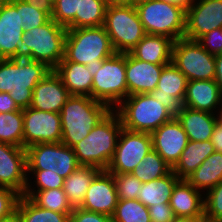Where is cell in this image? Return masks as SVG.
<instances>
[{"instance_id": "obj_1", "label": "cell", "mask_w": 222, "mask_h": 222, "mask_svg": "<svg viewBox=\"0 0 222 222\" xmlns=\"http://www.w3.org/2000/svg\"><path fill=\"white\" fill-rule=\"evenodd\" d=\"M122 128L118 113L111 110L87 137L72 147L78 163L106 170L113 158Z\"/></svg>"}, {"instance_id": "obj_2", "label": "cell", "mask_w": 222, "mask_h": 222, "mask_svg": "<svg viewBox=\"0 0 222 222\" xmlns=\"http://www.w3.org/2000/svg\"><path fill=\"white\" fill-rule=\"evenodd\" d=\"M51 70L40 61L0 59V92L9 93L20 109H26L31 105L33 89Z\"/></svg>"}, {"instance_id": "obj_3", "label": "cell", "mask_w": 222, "mask_h": 222, "mask_svg": "<svg viewBox=\"0 0 222 222\" xmlns=\"http://www.w3.org/2000/svg\"><path fill=\"white\" fill-rule=\"evenodd\" d=\"M115 53L110 38L103 26L67 29L64 58L86 65L92 77L102 66V60Z\"/></svg>"}, {"instance_id": "obj_4", "label": "cell", "mask_w": 222, "mask_h": 222, "mask_svg": "<svg viewBox=\"0 0 222 222\" xmlns=\"http://www.w3.org/2000/svg\"><path fill=\"white\" fill-rule=\"evenodd\" d=\"M112 109L90 96L71 95L61 109L62 139L64 145L73 147L88 136Z\"/></svg>"}, {"instance_id": "obj_5", "label": "cell", "mask_w": 222, "mask_h": 222, "mask_svg": "<svg viewBox=\"0 0 222 222\" xmlns=\"http://www.w3.org/2000/svg\"><path fill=\"white\" fill-rule=\"evenodd\" d=\"M67 28L50 18L45 24L24 31L21 58L45 63L54 69L64 58Z\"/></svg>"}, {"instance_id": "obj_6", "label": "cell", "mask_w": 222, "mask_h": 222, "mask_svg": "<svg viewBox=\"0 0 222 222\" xmlns=\"http://www.w3.org/2000/svg\"><path fill=\"white\" fill-rule=\"evenodd\" d=\"M114 110L123 128L150 134L175 117L150 94L129 95Z\"/></svg>"}, {"instance_id": "obj_7", "label": "cell", "mask_w": 222, "mask_h": 222, "mask_svg": "<svg viewBox=\"0 0 222 222\" xmlns=\"http://www.w3.org/2000/svg\"><path fill=\"white\" fill-rule=\"evenodd\" d=\"M139 19L149 35H163L174 41L184 38L186 9L160 0L135 6Z\"/></svg>"}, {"instance_id": "obj_8", "label": "cell", "mask_w": 222, "mask_h": 222, "mask_svg": "<svg viewBox=\"0 0 222 222\" xmlns=\"http://www.w3.org/2000/svg\"><path fill=\"white\" fill-rule=\"evenodd\" d=\"M103 27L115 53H129L147 34L135 6H107Z\"/></svg>"}, {"instance_id": "obj_9", "label": "cell", "mask_w": 222, "mask_h": 222, "mask_svg": "<svg viewBox=\"0 0 222 222\" xmlns=\"http://www.w3.org/2000/svg\"><path fill=\"white\" fill-rule=\"evenodd\" d=\"M127 96L126 53H114L93 77L92 98L114 110Z\"/></svg>"}, {"instance_id": "obj_10", "label": "cell", "mask_w": 222, "mask_h": 222, "mask_svg": "<svg viewBox=\"0 0 222 222\" xmlns=\"http://www.w3.org/2000/svg\"><path fill=\"white\" fill-rule=\"evenodd\" d=\"M191 80H215V56L205 50L197 41L186 38L174 41L171 61Z\"/></svg>"}, {"instance_id": "obj_11", "label": "cell", "mask_w": 222, "mask_h": 222, "mask_svg": "<svg viewBox=\"0 0 222 222\" xmlns=\"http://www.w3.org/2000/svg\"><path fill=\"white\" fill-rule=\"evenodd\" d=\"M26 156L27 170H47L64 179L80 166L73 149L62 142L30 145Z\"/></svg>"}, {"instance_id": "obj_12", "label": "cell", "mask_w": 222, "mask_h": 222, "mask_svg": "<svg viewBox=\"0 0 222 222\" xmlns=\"http://www.w3.org/2000/svg\"><path fill=\"white\" fill-rule=\"evenodd\" d=\"M152 149L150 133L122 128L113 158L106 171L111 174L132 173Z\"/></svg>"}, {"instance_id": "obj_13", "label": "cell", "mask_w": 222, "mask_h": 222, "mask_svg": "<svg viewBox=\"0 0 222 222\" xmlns=\"http://www.w3.org/2000/svg\"><path fill=\"white\" fill-rule=\"evenodd\" d=\"M23 148L39 143H57L62 139L60 114L35 108L23 109Z\"/></svg>"}, {"instance_id": "obj_14", "label": "cell", "mask_w": 222, "mask_h": 222, "mask_svg": "<svg viewBox=\"0 0 222 222\" xmlns=\"http://www.w3.org/2000/svg\"><path fill=\"white\" fill-rule=\"evenodd\" d=\"M24 25L20 18V0L0 2V59L21 58Z\"/></svg>"}, {"instance_id": "obj_15", "label": "cell", "mask_w": 222, "mask_h": 222, "mask_svg": "<svg viewBox=\"0 0 222 222\" xmlns=\"http://www.w3.org/2000/svg\"><path fill=\"white\" fill-rule=\"evenodd\" d=\"M218 28H222V0H193L186 9L184 38L197 41Z\"/></svg>"}, {"instance_id": "obj_16", "label": "cell", "mask_w": 222, "mask_h": 222, "mask_svg": "<svg viewBox=\"0 0 222 222\" xmlns=\"http://www.w3.org/2000/svg\"><path fill=\"white\" fill-rule=\"evenodd\" d=\"M27 178L26 148L0 142V186L22 196Z\"/></svg>"}, {"instance_id": "obj_17", "label": "cell", "mask_w": 222, "mask_h": 222, "mask_svg": "<svg viewBox=\"0 0 222 222\" xmlns=\"http://www.w3.org/2000/svg\"><path fill=\"white\" fill-rule=\"evenodd\" d=\"M187 82L186 76L171 62L163 67L157 88L149 94L176 116L185 107Z\"/></svg>"}, {"instance_id": "obj_18", "label": "cell", "mask_w": 222, "mask_h": 222, "mask_svg": "<svg viewBox=\"0 0 222 222\" xmlns=\"http://www.w3.org/2000/svg\"><path fill=\"white\" fill-rule=\"evenodd\" d=\"M153 149L173 168L188 144V136L174 117L151 133Z\"/></svg>"}, {"instance_id": "obj_19", "label": "cell", "mask_w": 222, "mask_h": 222, "mask_svg": "<svg viewBox=\"0 0 222 222\" xmlns=\"http://www.w3.org/2000/svg\"><path fill=\"white\" fill-rule=\"evenodd\" d=\"M117 202L118 196L113 174L102 170L89 185L79 207L112 217Z\"/></svg>"}, {"instance_id": "obj_20", "label": "cell", "mask_w": 222, "mask_h": 222, "mask_svg": "<svg viewBox=\"0 0 222 222\" xmlns=\"http://www.w3.org/2000/svg\"><path fill=\"white\" fill-rule=\"evenodd\" d=\"M70 96L61 78L51 70L33 89L30 107L45 112L60 113Z\"/></svg>"}, {"instance_id": "obj_21", "label": "cell", "mask_w": 222, "mask_h": 222, "mask_svg": "<svg viewBox=\"0 0 222 222\" xmlns=\"http://www.w3.org/2000/svg\"><path fill=\"white\" fill-rule=\"evenodd\" d=\"M164 66L138 60L130 53H126L128 96L133 94H149L154 91L157 88Z\"/></svg>"}, {"instance_id": "obj_22", "label": "cell", "mask_w": 222, "mask_h": 222, "mask_svg": "<svg viewBox=\"0 0 222 222\" xmlns=\"http://www.w3.org/2000/svg\"><path fill=\"white\" fill-rule=\"evenodd\" d=\"M184 106L195 110L218 114L222 107V93L215 80L188 81Z\"/></svg>"}, {"instance_id": "obj_23", "label": "cell", "mask_w": 222, "mask_h": 222, "mask_svg": "<svg viewBox=\"0 0 222 222\" xmlns=\"http://www.w3.org/2000/svg\"><path fill=\"white\" fill-rule=\"evenodd\" d=\"M169 204L176 217L204 216V194L186 179L175 184Z\"/></svg>"}, {"instance_id": "obj_24", "label": "cell", "mask_w": 222, "mask_h": 222, "mask_svg": "<svg viewBox=\"0 0 222 222\" xmlns=\"http://www.w3.org/2000/svg\"><path fill=\"white\" fill-rule=\"evenodd\" d=\"M174 40L163 35L146 34L129 52L134 58L156 65H168L172 61Z\"/></svg>"}, {"instance_id": "obj_25", "label": "cell", "mask_w": 222, "mask_h": 222, "mask_svg": "<svg viewBox=\"0 0 222 222\" xmlns=\"http://www.w3.org/2000/svg\"><path fill=\"white\" fill-rule=\"evenodd\" d=\"M190 141H207L211 139L218 114L184 107L176 116Z\"/></svg>"}, {"instance_id": "obj_26", "label": "cell", "mask_w": 222, "mask_h": 222, "mask_svg": "<svg viewBox=\"0 0 222 222\" xmlns=\"http://www.w3.org/2000/svg\"><path fill=\"white\" fill-rule=\"evenodd\" d=\"M53 70L61 78L70 95L92 98L93 77L86 65L61 61Z\"/></svg>"}, {"instance_id": "obj_27", "label": "cell", "mask_w": 222, "mask_h": 222, "mask_svg": "<svg viewBox=\"0 0 222 222\" xmlns=\"http://www.w3.org/2000/svg\"><path fill=\"white\" fill-rule=\"evenodd\" d=\"M214 152L215 149L211 140L203 142L189 140L172 171L179 179H186Z\"/></svg>"}, {"instance_id": "obj_28", "label": "cell", "mask_w": 222, "mask_h": 222, "mask_svg": "<svg viewBox=\"0 0 222 222\" xmlns=\"http://www.w3.org/2000/svg\"><path fill=\"white\" fill-rule=\"evenodd\" d=\"M101 171L94 166L80 165L64 179L63 191L73 208L82 204L89 185Z\"/></svg>"}, {"instance_id": "obj_29", "label": "cell", "mask_w": 222, "mask_h": 222, "mask_svg": "<svg viewBox=\"0 0 222 222\" xmlns=\"http://www.w3.org/2000/svg\"><path fill=\"white\" fill-rule=\"evenodd\" d=\"M186 180L205 194L222 181V153L214 152Z\"/></svg>"}, {"instance_id": "obj_30", "label": "cell", "mask_w": 222, "mask_h": 222, "mask_svg": "<svg viewBox=\"0 0 222 222\" xmlns=\"http://www.w3.org/2000/svg\"><path fill=\"white\" fill-rule=\"evenodd\" d=\"M179 180L178 176L171 170L159 179L142 183L137 199L147 208L161 205V203H169L174 186Z\"/></svg>"}, {"instance_id": "obj_31", "label": "cell", "mask_w": 222, "mask_h": 222, "mask_svg": "<svg viewBox=\"0 0 222 222\" xmlns=\"http://www.w3.org/2000/svg\"><path fill=\"white\" fill-rule=\"evenodd\" d=\"M23 196L29 197L41 208L70 215L73 207L68 202L63 188L48 190H25Z\"/></svg>"}, {"instance_id": "obj_32", "label": "cell", "mask_w": 222, "mask_h": 222, "mask_svg": "<svg viewBox=\"0 0 222 222\" xmlns=\"http://www.w3.org/2000/svg\"><path fill=\"white\" fill-rule=\"evenodd\" d=\"M16 211L22 222H68L70 216L41 208L23 195L18 201Z\"/></svg>"}, {"instance_id": "obj_33", "label": "cell", "mask_w": 222, "mask_h": 222, "mask_svg": "<svg viewBox=\"0 0 222 222\" xmlns=\"http://www.w3.org/2000/svg\"><path fill=\"white\" fill-rule=\"evenodd\" d=\"M23 109L0 113V142L23 148Z\"/></svg>"}, {"instance_id": "obj_34", "label": "cell", "mask_w": 222, "mask_h": 222, "mask_svg": "<svg viewBox=\"0 0 222 222\" xmlns=\"http://www.w3.org/2000/svg\"><path fill=\"white\" fill-rule=\"evenodd\" d=\"M172 168L163 160V158L152 149L146 154L143 161L139 163L132 171V175L138 178L142 183H147L167 175Z\"/></svg>"}, {"instance_id": "obj_35", "label": "cell", "mask_w": 222, "mask_h": 222, "mask_svg": "<svg viewBox=\"0 0 222 222\" xmlns=\"http://www.w3.org/2000/svg\"><path fill=\"white\" fill-rule=\"evenodd\" d=\"M106 9L103 0H80L79 14H75V29L103 26Z\"/></svg>"}, {"instance_id": "obj_36", "label": "cell", "mask_w": 222, "mask_h": 222, "mask_svg": "<svg viewBox=\"0 0 222 222\" xmlns=\"http://www.w3.org/2000/svg\"><path fill=\"white\" fill-rule=\"evenodd\" d=\"M20 18L24 31H29L51 18L50 6L39 0H20Z\"/></svg>"}, {"instance_id": "obj_37", "label": "cell", "mask_w": 222, "mask_h": 222, "mask_svg": "<svg viewBox=\"0 0 222 222\" xmlns=\"http://www.w3.org/2000/svg\"><path fill=\"white\" fill-rule=\"evenodd\" d=\"M113 222H151L148 208L136 200L118 199Z\"/></svg>"}, {"instance_id": "obj_38", "label": "cell", "mask_w": 222, "mask_h": 222, "mask_svg": "<svg viewBox=\"0 0 222 222\" xmlns=\"http://www.w3.org/2000/svg\"><path fill=\"white\" fill-rule=\"evenodd\" d=\"M80 0H56L50 6L51 18L67 29H75V14H79Z\"/></svg>"}, {"instance_id": "obj_39", "label": "cell", "mask_w": 222, "mask_h": 222, "mask_svg": "<svg viewBox=\"0 0 222 222\" xmlns=\"http://www.w3.org/2000/svg\"><path fill=\"white\" fill-rule=\"evenodd\" d=\"M27 176L28 178L25 190L63 188L64 178L55 172H47V170H27Z\"/></svg>"}, {"instance_id": "obj_40", "label": "cell", "mask_w": 222, "mask_h": 222, "mask_svg": "<svg viewBox=\"0 0 222 222\" xmlns=\"http://www.w3.org/2000/svg\"><path fill=\"white\" fill-rule=\"evenodd\" d=\"M204 216L209 222H222V181L204 194Z\"/></svg>"}, {"instance_id": "obj_41", "label": "cell", "mask_w": 222, "mask_h": 222, "mask_svg": "<svg viewBox=\"0 0 222 222\" xmlns=\"http://www.w3.org/2000/svg\"><path fill=\"white\" fill-rule=\"evenodd\" d=\"M118 199L136 200L142 182L131 173L113 174Z\"/></svg>"}, {"instance_id": "obj_42", "label": "cell", "mask_w": 222, "mask_h": 222, "mask_svg": "<svg viewBox=\"0 0 222 222\" xmlns=\"http://www.w3.org/2000/svg\"><path fill=\"white\" fill-rule=\"evenodd\" d=\"M21 195L12 189L0 186V219L12 215Z\"/></svg>"}, {"instance_id": "obj_43", "label": "cell", "mask_w": 222, "mask_h": 222, "mask_svg": "<svg viewBox=\"0 0 222 222\" xmlns=\"http://www.w3.org/2000/svg\"><path fill=\"white\" fill-rule=\"evenodd\" d=\"M197 42L214 56L222 54V28L211 30L201 36Z\"/></svg>"}, {"instance_id": "obj_44", "label": "cell", "mask_w": 222, "mask_h": 222, "mask_svg": "<svg viewBox=\"0 0 222 222\" xmlns=\"http://www.w3.org/2000/svg\"><path fill=\"white\" fill-rule=\"evenodd\" d=\"M68 222H113L111 216L74 207Z\"/></svg>"}, {"instance_id": "obj_45", "label": "cell", "mask_w": 222, "mask_h": 222, "mask_svg": "<svg viewBox=\"0 0 222 222\" xmlns=\"http://www.w3.org/2000/svg\"><path fill=\"white\" fill-rule=\"evenodd\" d=\"M151 222H172L176 217L169 203L148 208Z\"/></svg>"}, {"instance_id": "obj_46", "label": "cell", "mask_w": 222, "mask_h": 222, "mask_svg": "<svg viewBox=\"0 0 222 222\" xmlns=\"http://www.w3.org/2000/svg\"><path fill=\"white\" fill-rule=\"evenodd\" d=\"M20 108L13 101L9 93L0 92V113L18 111Z\"/></svg>"}, {"instance_id": "obj_47", "label": "cell", "mask_w": 222, "mask_h": 222, "mask_svg": "<svg viewBox=\"0 0 222 222\" xmlns=\"http://www.w3.org/2000/svg\"><path fill=\"white\" fill-rule=\"evenodd\" d=\"M210 140L214 146L215 151L222 153V123L219 120L214 127Z\"/></svg>"}, {"instance_id": "obj_48", "label": "cell", "mask_w": 222, "mask_h": 222, "mask_svg": "<svg viewBox=\"0 0 222 222\" xmlns=\"http://www.w3.org/2000/svg\"><path fill=\"white\" fill-rule=\"evenodd\" d=\"M215 64H216L215 82L219 86V89L222 93V54L215 56Z\"/></svg>"}, {"instance_id": "obj_49", "label": "cell", "mask_w": 222, "mask_h": 222, "mask_svg": "<svg viewBox=\"0 0 222 222\" xmlns=\"http://www.w3.org/2000/svg\"><path fill=\"white\" fill-rule=\"evenodd\" d=\"M205 216H196V217H175L172 222H207Z\"/></svg>"}, {"instance_id": "obj_50", "label": "cell", "mask_w": 222, "mask_h": 222, "mask_svg": "<svg viewBox=\"0 0 222 222\" xmlns=\"http://www.w3.org/2000/svg\"><path fill=\"white\" fill-rule=\"evenodd\" d=\"M160 1L170 2L176 5H180L185 9H187L189 5L193 2V0H160Z\"/></svg>"}, {"instance_id": "obj_51", "label": "cell", "mask_w": 222, "mask_h": 222, "mask_svg": "<svg viewBox=\"0 0 222 222\" xmlns=\"http://www.w3.org/2000/svg\"><path fill=\"white\" fill-rule=\"evenodd\" d=\"M0 222H22V221L18 212L15 211L12 215L0 219Z\"/></svg>"}, {"instance_id": "obj_52", "label": "cell", "mask_w": 222, "mask_h": 222, "mask_svg": "<svg viewBox=\"0 0 222 222\" xmlns=\"http://www.w3.org/2000/svg\"><path fill=\"white\" fill-rule=\"evenodd\" d=\"M103 1L107 6L127 4V0H103Z\"/></svg>"}, {"instance_id": "obj_53", "label": "cell", "mask_w": 222, "mask_h": 222, "mask_svg": "<svg viewBox=\"0 0 222 222\" xmlns=\"http://www.w3.org/2000/svg\"><path fill=\"white\" fill-rule=\"evenodd\" d=\"M147 1H150V0H127V4L132 5V6H137L138 4L147 2Z\"/></svg>"}, {"instance_id": "obj_54", "label": "cell", "mask_w": 222, "mask_h": 222, "mask_svg": "<svg viewBox=\"0 0 222 222\" xmlns=\"http://www.w3.org/2000/svg\"><path fill=\"white\" fill-rule=\"evenodd\" d=\"M40 2H43L46 5L51 6L56 0H39Z\"/></svg>"}, {"instance_id": "obj_55", "label": "cell", "mask_w": 222, "mask_h": 222, "mask_svg": "<svg viewBox=\"0 0 222 222\" xmlns=\"http://www.w3.org/2000/svg\"><path fill=\"white\" fill-rule=\"evenodd\" d=\"M218 120L222 123V107L220 108L218 112Z\"/></svg>"}]
</instances>
